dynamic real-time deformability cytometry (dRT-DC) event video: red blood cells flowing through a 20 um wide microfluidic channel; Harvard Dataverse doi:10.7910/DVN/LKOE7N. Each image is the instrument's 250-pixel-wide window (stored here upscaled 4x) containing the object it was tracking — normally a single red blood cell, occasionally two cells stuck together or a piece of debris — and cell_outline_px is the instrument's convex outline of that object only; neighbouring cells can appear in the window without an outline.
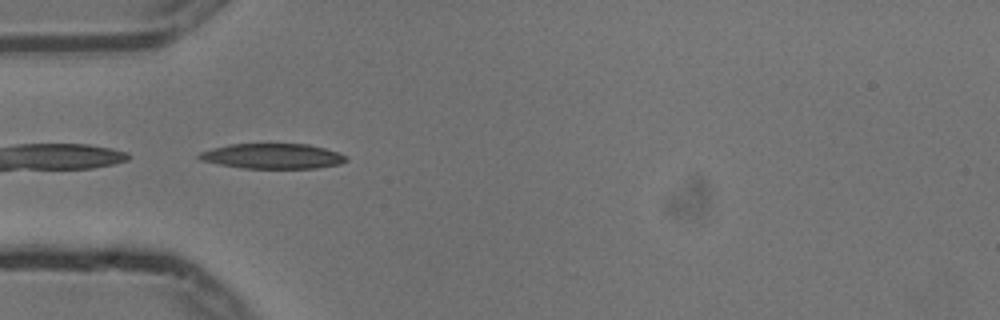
{"species": "common noctule bat (a hibernating species)", "species_latin": "Nyctalus noctula", "temperature_condition": "cold", "stored_images_in_passage": 24, "camera_frame_rate_fps": 3000, "um_per_image_px": 0.085, "animal": {"sex": "male", "body_mass_g": 13.3}, "frame": {"image": 1, "passage_image": 1, "time_ms": 0.0, "image_size_px": [1000, 320], "cell_outline_px": [[348, 160], [340, 164], [316, 168], [244, 168], [220, 164], [200, 160], [196, 156], [200, 152], [212, 148], [232, 144], [308, 144], [324, 148], [348, 156]], "centroid_in_image_um": [23.18, 13.27], "position_along_channel_um": 61.8, "area_um2": 21.44}}
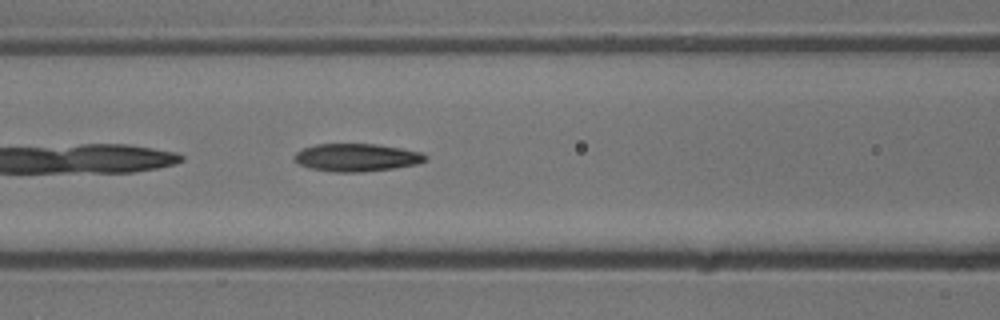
{"frame": {"image": 2, "passage_image": 7, "time_ms": 2.0, "image_size_px": [1000, 320], "cell_outline_px": [[428, 160], [416, 164], [392, 168], [360, 172], [336, 172], [308, 168], [300, 164], [292, 156], [300, 148], [316, 144], [376, 144], [400, 148], [420, 152], [428, 156]], "centroid_in_image_um": [30.28, 13.38], "position_along_channel_um": 136.3, "area_um2": 21.21}}
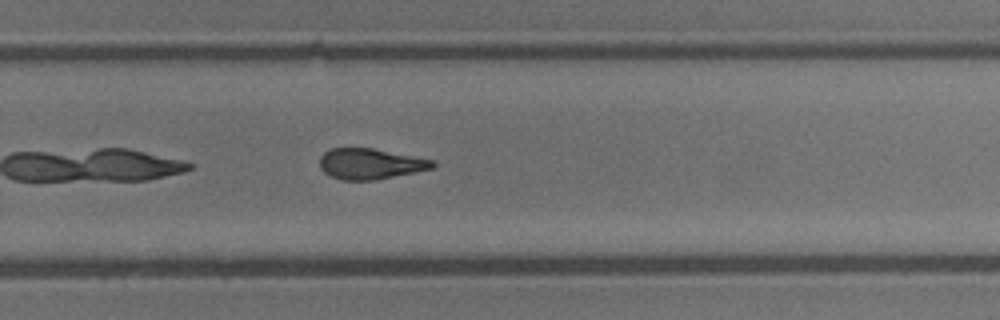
{"frame": {"image": 3, "passage_image": 20, "time_ms": 6.333, "image_size_px": [1000, 320], "cell_outline_px": [[436, 164], [432, 168], [416, 172], [376, 180], [344, 180], [332, 176], [324, 172], [320, 168], [320, 156], [324, 152], [332, 148], [372, 148], [436, 160]], "centroid_in_image_um": [31.5, 13.92], "position_along_channel_um": 298.3, "area_um2": 20.23}}